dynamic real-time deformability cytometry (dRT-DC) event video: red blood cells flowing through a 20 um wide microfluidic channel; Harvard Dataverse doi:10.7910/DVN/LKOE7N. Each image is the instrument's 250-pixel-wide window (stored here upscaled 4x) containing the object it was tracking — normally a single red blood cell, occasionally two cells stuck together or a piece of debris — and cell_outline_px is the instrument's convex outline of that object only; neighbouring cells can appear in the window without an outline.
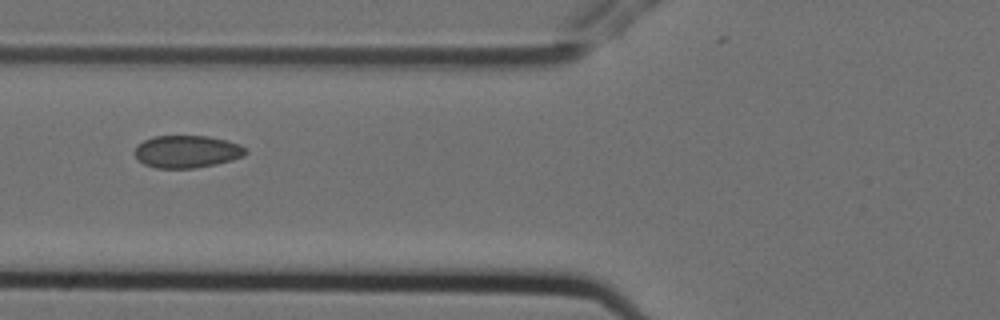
{"species": "Egyptian fruit bat (a non-hibernating species)", "species_latin": "Rousettus aegyptiacus", "temperature_condition": "cold", "stored_images_in_passage": 11, "camera_frame_rate_fps": 3000, "um_per_image_px": 0.085, "animal": {"sex": "female"}, "frame": {"image": 1, "passage_image": 2, "time_ms": 0.333, "image_size_px": [1000, 320], "cell_outline_px": [[248, 152], [244, 156], [232, 160], [216, 164], [192, 168], [156, 168], [144, 164], [132, 152], [136, 144], [152, 136], [208, 136], [240, 144]], "centroid_in_image_um": [15.85, 12.88], "position_along_channel_um": 109.9, "area_um2": 21.04}}
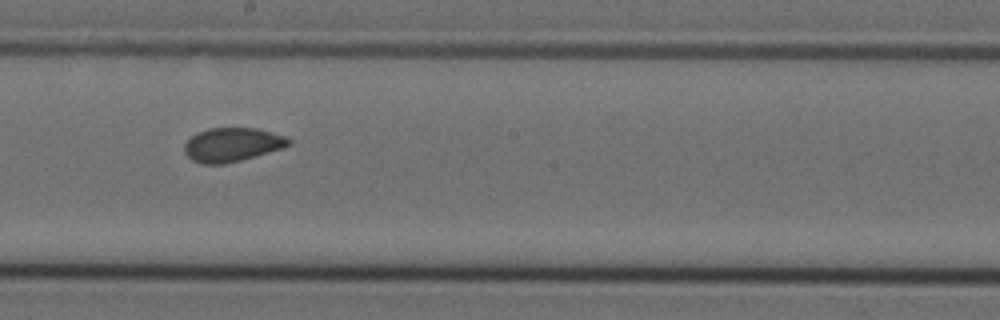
{"frame": {"image": 2, "passage_image": 5, "time_ms": 1.333, "image_size_px": [1000, 320], "cell_outline_px": [[292, 144], [284, 148], [240, 160], [224, 164], [200, 164], [192, 160], [184, 152], [184, 144], [196, 132], [208, 128], [256, 128], [288, 136], [292, 140]], "centroid_in_image_um": [19.76, 12.29], "position_along_channel_um": 228.4, "area_um2": 20.81}}
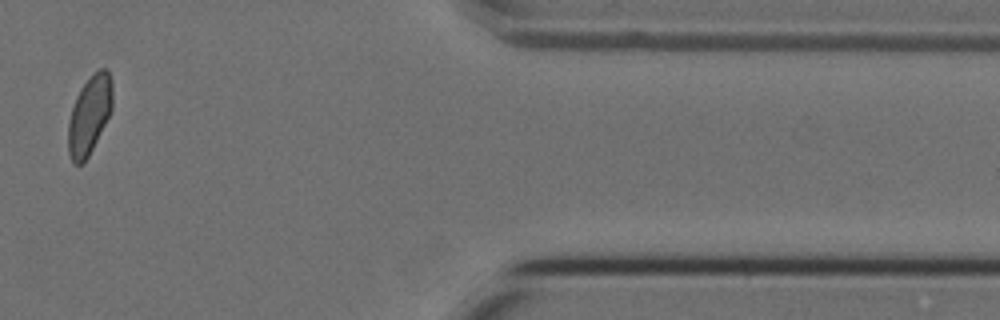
{"frame": {"image": 3, "passage_image": 10, "time_ms": 3.0, "image_size_px": [1000, 320], "cell_outline_px": [[112, 112], [88, 156], [80, 164], [72, 164], [68, 152], [68, 124], [72, 108], [76, 96], [80, 88], [100, 68], [108, 68], [112, 80]], "centroid_in_image_um": [7.61, 9.77], "position_along_channel_um": 403.8, "area_um2": 20.23}}